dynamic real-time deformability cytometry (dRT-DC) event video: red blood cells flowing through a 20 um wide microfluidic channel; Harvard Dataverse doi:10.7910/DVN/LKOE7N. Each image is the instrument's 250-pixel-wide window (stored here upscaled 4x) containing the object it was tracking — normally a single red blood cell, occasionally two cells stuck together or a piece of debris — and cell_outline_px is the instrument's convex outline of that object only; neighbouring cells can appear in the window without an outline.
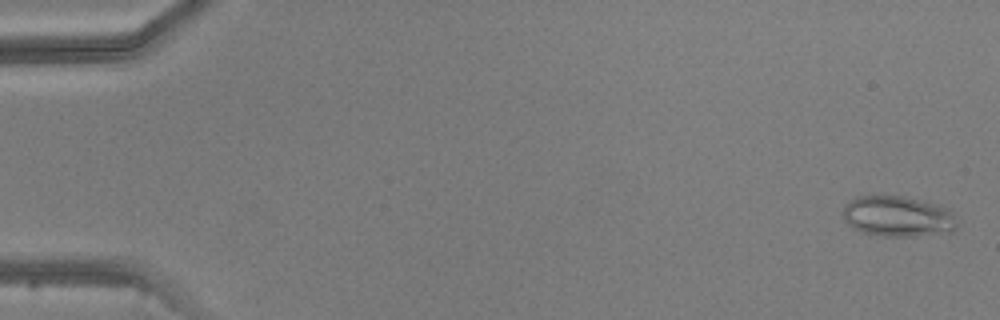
{"species": "common noctule bat (a hibernating species)", "species_latin": "Nyctalus noctula", "temperature_condition": "warm", "stored_images_in_passage": 4, "camera_frame_rate_fps": 3000, "um_per_image_px": 0.085, "animal": {"sex": "male", "body_mass_g": 20.5, "forearm_length_mm": 52.5}, "frame": {"image": 1, "passage_image": 1, "time_ms": 0.0, "image_size_px": [1000, 320], "cell_outline_px": [[956, 228], [952, 232], [916, 236], [880, 236], [864, 232], [848, 224], [844, 220], [844, 204], [856, 196], [904, 196], [940, 204], [948, 208], [952, 212], [956, 224]], "centroid_in_image_um": [76.34, 18.38], "position_along_channel_um": 8.7, "area_um2": 27.11}}